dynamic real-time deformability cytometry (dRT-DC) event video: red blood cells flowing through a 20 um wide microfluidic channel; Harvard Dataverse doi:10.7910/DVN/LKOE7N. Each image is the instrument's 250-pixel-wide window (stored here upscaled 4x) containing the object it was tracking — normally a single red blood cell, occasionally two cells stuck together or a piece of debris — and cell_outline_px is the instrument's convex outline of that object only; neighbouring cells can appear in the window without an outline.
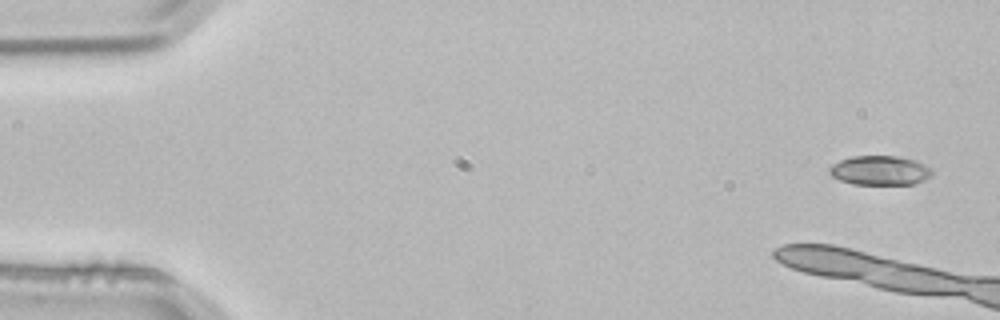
{"species": "common noctule bat (a hibernating species)", "species_latin": "Nyctalus noctula", "temperature_condition": "room temperature", "stored_images_in_passage": 4, "camera_frame_rate_fps": 3000, "um_per_image_px": 0.085, "animal": {"sex": "male", "body_mass_g": 21.5, "forearm_length_mm": 52.0}, "frame": {"image": 1, "passage_image": 1, "time_ms": 0.0, "image_size_px": [1000, 320], "cell_outline_px": [[932, 176], [924, 180], [912, 184], [852, 184], [840, 180], [832, 176], [828, 172], [828, 168], [832, 164], [840, 160], [852, 156], [900, 156], [916, 160], [932, 168]], "centroid_in_image_um": [74.8, 14.48], "position_along_channel_um": 10.2, "area_um2": 17.74}}